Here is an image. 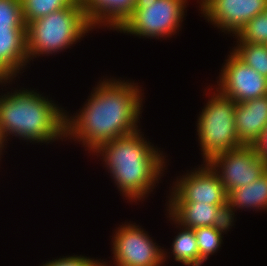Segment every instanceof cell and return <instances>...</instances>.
<instances>
[{
	"label": "cell",
	"mask_w": 267,
	"mask_h": 266,
	"mask_svg": "<svg viewBox=\"0 0 267 266\" xmlns=\"http://www.w3.org/2000/svg\"><path fill=\"white\" fill-rule=\"evenodd\" d=\"M108 77L95 82L76 114L66 110L65 140L79 142L90 155L101 144L141 128L143 87L131 79Z\"/></svg>",
	"instance_id": "cell-1"
},
{
	"label": "cell",
	"mask_w": 267,
	"mask_h": 266,
	"mask_svg": "<svg viewBox=\"0 0 267 266\" xmlns=\"http://www.w3.org/2000/svg\"><path fill=\"white\" fill-rule=\"evenodd\" d=\"M139 129L101 144L91 154L100 157L123 199L131 204L145 201L167 173L168 155L147 141ZM165 154V155H164Z\"/></svg>",
	"instance_id": "cell-2"
},
{
	"label": "cell",
	"mask_w": 267,
	"mask_h": 266,
	"mask_svg": "<svg viewBox=\"0 0 267 266\" xmlns=\"http://www.w3.org/2000/svg\"><path fill=\"white\" fill-rule=\"evenodd\" d=\"M13 81L0 79V135L6 146L11 137L22 139L27 145L29 142L48 145L66 141L65 108L35 88L13 87V90L9 87L11 91H8L6 86Z\"/></svg>",
	"instance_id": "cell-3"
},
{
	"label": "cell",
	"mask_w": 267,
	"mask_h": 266,
	"mask_svg": "<svg viewBox=\"0 0 267 266\" xmlns=\"http://www.w3.org/2000/svg\"><path fill=\"white\" fill-rule=\"evenodd\" d=\"M92 31L94 28L86 18L81 0H75L69 7L28 22L26 47L29 63L35 58L71 49Z\"/></svg>",
	"instance_id": "cell-4"
},
{
	"label": "cell",
	"mask_w": 267,
	"mask_h": 266,
	"mask_svg": "<svg viewBox=\"0 0 267 266\" xmlns=\"http://www.w3.org/2000/svg\"><path fill=\"white\" fill-rule=\"evenodd\" d=\"M212 86V84L209 87L207 85L204 89L208 100L200 110L196 121L197 141L198 146L201 147L199 149L202 152L200 154L203 163L217 154L243 146L236 132V102L225 97Z\"/></svg>",
	"instance_id": "cell-5"
},
{
	"label": "cell",
	"mask_w": 267,
	"mask_h": 266,
	"mask_svg": "<svg viewBox=\"0 0 267 266\" xmlns=\"http://www.w3.org/2000/svg\"><path fill=\"white\" fill-rule=\"evenodd\" d=\"M190 1V0H189ZM188 0H136L131 15L116 32L134 38L162 39L179 34L187 14ZM187 4V5H186ZM186 13V14H185Z\"/></svg>",
	"instance_id": "cell-6"
},
{
	"label": "cell",
	"mask_w": 267,
	"mask_h": 266,
	"mask_svg": "<svg viewBox=\"0 0 267 266\" xmlns=\"http://www.w3.org/2000/svg\"><path fill=\"white\" fill-rule=\"evenodd\" d=\"M113 231L110 238L113 262L104 261V266H165L164 246L158 245L145 228L125 220Z\"/></svg>",
	"instance_id": "cell-7"
},
{
	"label": "cell",
	"mask_w": 267,
	"mask_h": 266,
	"mask_svg": "<svg viewBox=\"0 0 267 266\" xmlns=\"http://www.w3.org/2000/svg\"><path fill=\"white\" fill-rule=\"evenodd\" d=\"M169 189L167 202H197L210 205L227 203L228 194L221 180L211 167L203 162L177 176Z\"/></svg>",
	"instance_id": "cell-8"
},
{
	"label": "cell",
	"mask_w": 267,
	"mask_h": 266,
	"mask_svg": "<svg viewBox=\"0 0 267 266\" xmlns=\"http://www.w3.org/2000/svg\"><path fill=\"white\" fill-rule=\"evenodd\" d=\"M218 175L227 194L257 180L267 171V165L254 146H241L213 156L206 162Z\"/></svg>",
	"instance_id": "cell-9"
},
{
	"label": "cell",
	"mask_w": 267,
	"mask_h": 266,
	"mask_svg": "<svg viewBox=\"0 0 267 266\" xmlns=\"http://www.w3.org/2000/svg\"><path fill=\"white\" fill-rule=\"evenodd\" d=\"M224 64V65H223ZM213 87L236 103L267 95V78L241 61L231 50Z\"/></svg>",
	"instance_id": "cell-10"
},
{
	"label": "cell",
	"mask_w": 267,
	"mask_h": 266,
	"mask_svg": "<svg viewBox=\"0 0 267 266\" xmlns=\"http://www.w3.org/2000/svg\"><path fill=\"white\" fill-rule=\"evenodd\" d=\"M198 11L221 33L236 35L241 28L267 8V0H199ZM232 33V34H231Z\"/></svg>",
	"instance_id": "cell-11"
},
{
	"label": "cell",
	"mask_w": 267,
	"mask_h": 266,
	"mask_svg": "<svg viewBox=\"0 0 267 266\" xmlns=\"http://www.w3.org/2000/svg\"><path fill=\"white\" fill-rule=\"evenodd\" d=\"M27 65L26 29H0V79H19Z\"/></svg>",
	"instance_id": "cell-12"
},
{
	"label": "cell",
	"mask_w": 267,
	"mask_h": 266,
	"mask_svg": "<svg viewBox=\"0 0 267 266\" xmlns=\"http://www.w3.org/2000/svg\"><path fill=\"white\" fill-rule=\"evenodd\" d=\"M235 123L239 142L254 146L267 127V95L236 103Z\"/></svg>",
	"instance_id": "cell-13"
},
{
	"label": "cell",
	"mask_w": 267,
	"mask_h": 266,
	"mask_svg": "<svg viewBox=\"0 0 267 266\" xmlns=\"http://www.w3.org/2000/svg\"><path fill=\"white\" fill-rule=\"evenodd\" d=\"M87 20L96 30L116 31L134 10L136 0H81Z\"/></svg>",
	"instance_id": "cell-14"
},
{
	"label": "cell",
	"mask_w": 267,
	"mask_h": 266,
	"mask_svg": "<svg viewBox=\"0 0 267 266\" xmlns=\"http://www.w3.org/2000/svg\"><path fill=\"white\" fill-rule=\"evenodd\" d=\"M165 210L180 225L196 229L214 225L216 211L221 205L197 202H166Z\"/></svg>",
	"instance_id": "cell-15"
},
{
	"label": "cell",
	"mask_w": 267,
	"mask_h": 266,
	"mask_svg": "<svg viewBox=\"0 0 267 266\" xmlns=\"http://www.w3.org/2000/svg\"><path fill=\"white\" fill-rule=\"evenodd\" d=\"M165 215L170 223L174 224L177 230L179 229V232L177 231L170 246L172 252L168 251L169 249H163L164 265L168 262V258L173 256L175 262L184 266H199V251L194 230L180 225L167 212Z\"/></svg>",
	"instance_id": "cell-16"
},
{
	"label": "cell",
	"mask_w": 267,
	"mask_h": 266,
	"mask_svg": "<svg viewBox=\"0 0 267 266\" xmlns=\"http://www.w3.org/2000/svg\"><path fill=\"white\" fill-rule=\"evenodd\" d=\"M227 202L236 211L267 212V171L252 183L230 191Z\"/></svg>",
	"instance_id": "cell-17"
},
{
	"label": "cell",
	"mask_w": 267,
	"mask_h": 266,
	"mask_svg": "<svg viewBox=\"0 0 267 266\" xmlns=\"http://www.w3.org/2000/svg\"><path fill=\"white\" fill-rule=\"evenodd\" d=\"M236 44L230 49L241 61L267 78V46L260 43L233 41Z\"/></svg>",
	"instance_id": "cell-18"
},
{
	"label": "cell",
	"mask_w": 267,
	"mask_h": 266,
	"mask_svg": "<svg viewBox=\"0 0 267 266\" xmlns=\"http://www.w3.org/2000/svg\"><path fill=\"white\" fill-rule=\"evenodd\" d=\"M193 230L198 245L199 266H202L210 256L222 249L224 236L213 226L199 227Z\"/></svg>",
	"instance_id": "cell-19"
},
{
	"label": "cell",
	"mask_w": 267,
	"mask_h": 266,
	"mask_svg": "<svg viewBox=\"0 0 267 266\" xmlns=\"http://www.w3.org/2000/svg\"><path fill=\"white\" fill-rule=\"evenodd\" d=\"M75 0H21L25 24L49 15L65 7H69Z\"/></svg>",
	"instance_id": "cell-20"
},
{
	"label": "cell",
	"mask_w": 267,
	"mask_h": 266,
	"mask_svg": "<svg viewBox=\"0 0 267 266\" xmlns=\"http://www.w3.org/2000/svg\"><path fill=\"white\" fill-rule=\"evenodd\" d=\"M236 41H244L246 43L267 42V8L263 13L256 15L248 21L241 30L232 36Z\"/></svg>",
	"instance_id": "cell-21"
},
{
	"label": "cell",
	"mask_w": 267,
	"mask_h": 266,
	"mask_svg": "<svg viewBox=\"0 0 267 266\" xmlns=\"http://www.w3.org/2000/svg\"><path fill=\"white\" fill-rule=\"evenodd\" d=\"M0 29H26L21 0H0Z\"/></svg>",
	"instance_id": "cell-22"
},
{
	"label": "cell",
	"mask_w": 267,
	"mask_h": 266,
	"mask_svg": "<svg viewBox=\"0 0 267 266\" xmlns=\"http://www.w3.org/2000/svg\"><path fill=\"white\" fill-rule=\"evenodd\" d=\"M104 258L101 260L90 258L89 256L85 255H67V256H61L57 257L56 259L52 258V260L44 262L42 265L39 266H104Z\"/></svg>",
	"instance_id": "cell-23"
},
{
	"label": "cell",
	"mask_w": 267,
	"mask_h": 266,
	"mask_svg": "<svg viewBox=\"0 0 267 266\" xmlns=\"http://www.w3.org/2000/svg\"><path fill=\"white\" fill-rule=\"evenodd\" d=\"M235 212L238 213L228 202L219 206L216 211L213 227L222 235L227 234L236 225L235 221L237 218L235 217Z\"/></svg>",
	"instance_id": "cell-24"
},
{
	"label": "cell",
	"mask_w": 267,
	"mask_h": 266,
	"mask_svg": "<svg viewBox=\"0 0 267 266\" xmlns=\"http://www.w3.org/2000/svg\"><path fill=\"white\" fill-rule=\"evenodd\" d=\"M254 148L260 159L267 165V127L262 133L260 139L255 143Z\"/></svg>",
	"instance_id": "cell-25"
},
{
	"label": "cell",
	"mask_w": 267,
	"mask_h": 266,
	"mask_svg": "<svg viewBox=\"0 0 267 266\" xmlns=\"http://www.w3.org/2000/svg\"><path fill=\"white\" fill-rule=\"evenodd\" d=\"M6 144H5V142L2 140V137H1V135H0V162H1V158H3L4 157V153L3 152H7L6 150H4V149H6L7 148V146H5ZM3 156V157H2ZM1 164V163H0Z\"/></svg>",
	"instance_id": "cell-26"
}]
</instances>
